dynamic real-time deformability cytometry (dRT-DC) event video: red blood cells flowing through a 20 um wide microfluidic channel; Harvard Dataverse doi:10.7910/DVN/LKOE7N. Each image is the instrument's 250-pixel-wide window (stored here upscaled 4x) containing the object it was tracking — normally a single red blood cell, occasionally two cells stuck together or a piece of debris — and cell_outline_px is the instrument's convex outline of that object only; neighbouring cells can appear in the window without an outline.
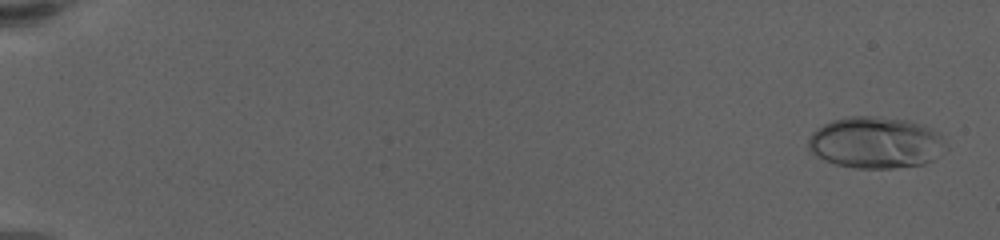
{"species": "human", "species_latin": "Homo sapiens", "temperature_condition": "warm", "stored_images_in_passage": 62, "camera_frame_rate_fps": 3000, "um_per_image_px": 0.085, "donor": {"sex": "female"}, "frame": {"image": 1, "passage_image": 3, "time_ms": 0.667, "image_size_px": [1000, 240], "cell_outline_px": [[948, 148], [932, 160], [924, 164], [892, 168], [856, 168], [836, 164], [812, 152], [808, 144], [808, 140], [812, 132], [816, 128], [832, 120], [852, 116], [872, 116], [908, 120], [924, 124], [940, 132]], "centroid_in_image_um": [74.5, 12.11], "position_along_channel_um": 10.5, "area_um2": 41.38}}
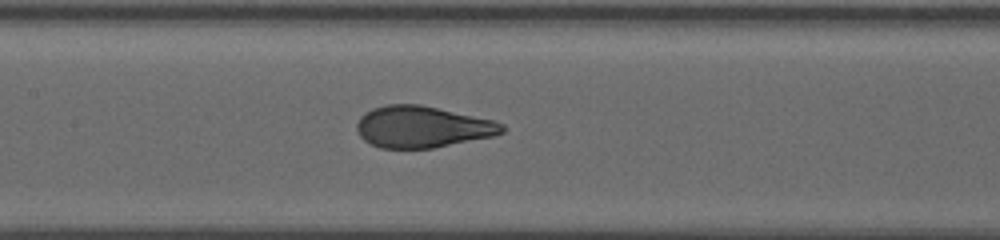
{"frame": {"image": 2, "passage_image": 33, "time_ms": 10.667, "image_size_px": [1000, 240], "cell_outline_px": [[504, 132], [496, 136], [432, 148], [380, 148], [364, 140], [360, 136], [356, 128], [356, 124], [360, 116], [364, 112], [372, 108], [384, 104], [420, 104], [492, 120], [504, 124]], "centroid_in_image_um": [35.87, 10.78], "position_along_channel_um": 171.5, "area_um2": 35.26}}
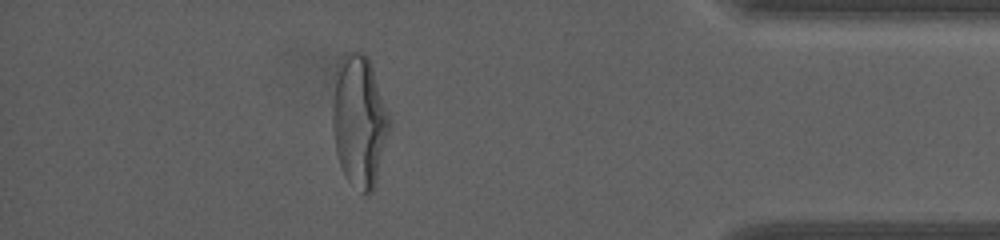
{"frame": {"image": 3, "passage_image": 56, "time_ms": 18.333, "image_size_px": [1000, 240], "cell_outline_px": [[388, 128], [376, 180], [372, 192], [368, 196], [360, 192], [348, 180], [340, 164], [336, 152], [332, 128], [332, 108], [336, 68], [344, 56], [348, 52], [364, 52], [368, 56], [388, 116]], "centroid_in_image_um": [30.49, 10.29], "position_along_channel_um": 404.7, "area_um2": 42.54}, "authors_computed_cell_mechanics": {"area_um2": 36.3851, "velocity_mm_per_s": 3.4619, "shape_relaxation_time_tau1_ms": 5.1089, "shape_relaxation_time_tau2_ms": null, "deformation_change_tau1": 0.221, "deformation_change_tau2": null}}